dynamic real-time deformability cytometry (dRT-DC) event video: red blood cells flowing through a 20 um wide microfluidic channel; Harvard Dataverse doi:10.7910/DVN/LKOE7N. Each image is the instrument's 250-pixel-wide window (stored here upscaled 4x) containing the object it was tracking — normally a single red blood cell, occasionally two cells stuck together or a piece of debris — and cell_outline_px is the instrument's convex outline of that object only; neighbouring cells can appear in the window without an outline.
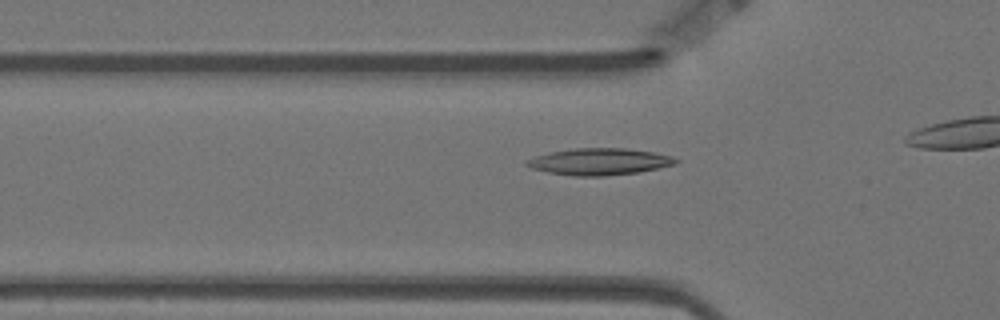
{"species": "Egyptian fruit bat (a non-hibernating species)", "species_latin": "Rousettus aegyptiacus", "temperature_condition": "warm", "stored_images_in_passage": 8, "camera_frame_rate_fps": 3000, "um_per_image_px": 0.085, "animal": {"sex": "female"}, "frame": {"image": 1, "passage_image": 2, "time_ms": 0.333, "image_size_px": [1000, 320], "cell_outline_px": [[680, 160], [676, 164], [636, 172], [604, 176], [572, 176], [548, 172], [532, 168], [524, 164], [524, 160], [536, 156], [552, 152], [572, 148], [624, 148], [652, 152], [672, 156]], "centroid_in_image_um": [50.92, 13.74], "position_along_channel_um": 74.9, "area_um2": 23.06}}
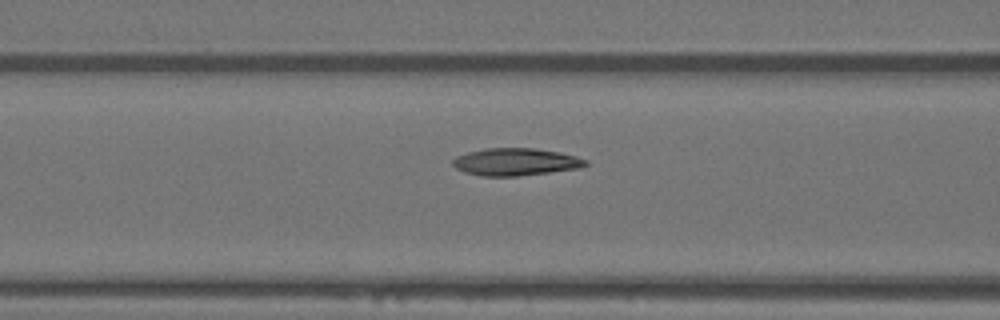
{"frame": {"image": 2, "passage_image": 6, "time_ms": 1.667, "image_size_px": [1000, 320], "cell_outline_px": [[588, 164], [580, 168], [516, 176], [480, 176], [464, 172], [456, 168], [452, 164], [452, 160], [456, 156], [468, 152], [484, 148], [536, 148], [560, 152], [576, 156], [588, 160]], "centroid_in_image_um": [43.82, 13.75], "position_along_channel_um": 122.8, "area_um2": 21.27}}